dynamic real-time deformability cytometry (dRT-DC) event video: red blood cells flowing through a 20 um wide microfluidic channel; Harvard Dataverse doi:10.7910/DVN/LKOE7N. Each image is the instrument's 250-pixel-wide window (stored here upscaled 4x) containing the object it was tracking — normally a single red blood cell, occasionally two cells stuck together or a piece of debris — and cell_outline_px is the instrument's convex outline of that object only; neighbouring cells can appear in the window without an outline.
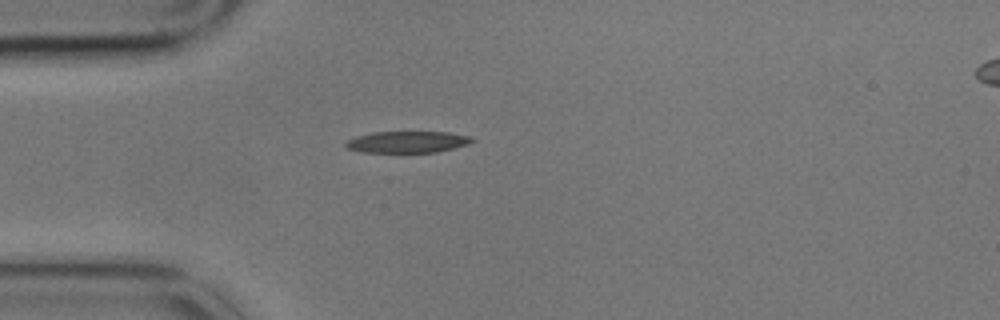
{"species": "common noctule bat (a hibernating species)", "species_latin": "Nyctalus noctula", "temperature_condition": "cold", "stored_images_in_passage": 1, "camera_frame_rate_fps": 3000, "um_per_image_px": 0.085, "animal": {"sex": "male", "body_mass_g": 17.9}, "frame": {"image": 1, "passage_image": 1, "time_ms": 0.0, "image_size_px": [1000, 320], "cell_outline_px": [[476, 140], [468, 144], [436, 152], [360, 152], [348, 148], [344, 144], [348, 140], [356, 136], [372, 132], [448, 132], [472, 136]], "centroid_in_image_um": [34.64, 12.06], "position_along_channel_um": 50.4, "area_um2": 15.84}}